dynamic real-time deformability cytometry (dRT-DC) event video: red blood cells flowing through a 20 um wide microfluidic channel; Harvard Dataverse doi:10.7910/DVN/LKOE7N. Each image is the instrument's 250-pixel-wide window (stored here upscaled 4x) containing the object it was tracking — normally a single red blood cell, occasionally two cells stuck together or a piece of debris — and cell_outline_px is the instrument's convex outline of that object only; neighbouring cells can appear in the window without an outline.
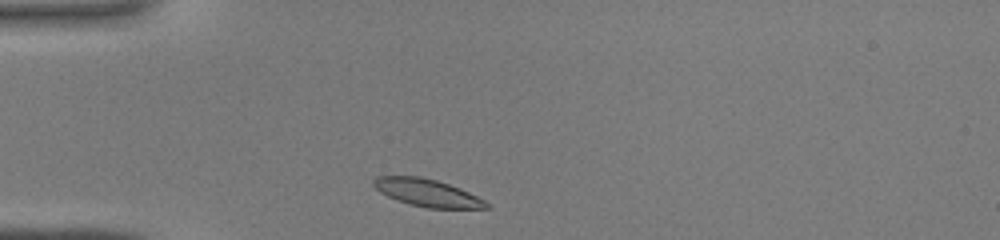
{"species": "common noctule bat (a hibernating species)", "species_latin": "Nyctalus noctula", "temperature_condition": "warm", "stored_images_in_passage": 26, "camera_frame_rate_fps": 3000, "um_per_image_px": 0.085, "animal": {"sex": "male", "body_mass_g": 19.0, "forearm_length_mm": 50.8}, "frame": {"image": 1, "passage_image": 1, "time_ms": 0.0, "image_size_px": [1000, 240], "cell_outline_px": [[488, 208], [428, 208], [396, 200], [380, 192], [372, 184], [372, 180], [376, 176], [420, 176], [436, 180], [448, 184], [468, 192], [484, 200], [488, 204]], "centroid_in_image_um": [36.26, 16.37], "position_along_channel_um": 48.7, "area_um2": 17.74}}
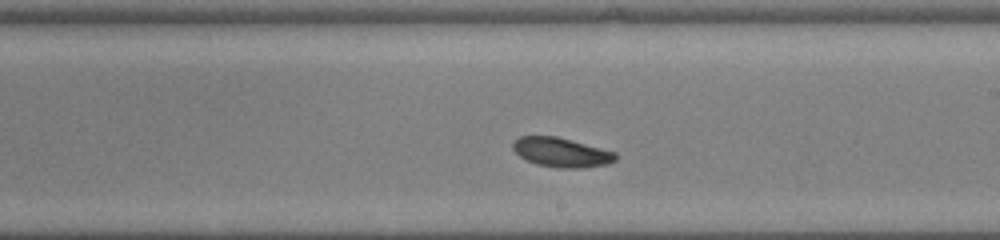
{"frame": {"image": 2, "passage_image": 15, "time_ms": 4.667, "image_size_px": [1000, 240], "cell_outline_px": [[616, 160], [608, 164], [584, 168], [560, 168], [536, 164], [520, 156], [512, 148], [512, 144], [520, 136], [556, 136], [616, 152]], "centroid_in_image_um": [47.73, 12.96], "position_along_channel_um": 241.3, "area_um2": 17.46}}
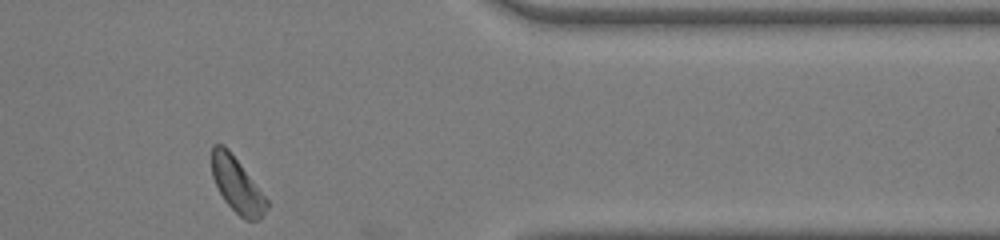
{"frame": {"image": 3, "passage_image": 26, "time_ms": 8.333, "image_size_px": [1000, 240], "cell_outline_px": [[268, 208], [256, 220], [244, 220], [224, 200], [212, 176], [212, 144], [220, 144], [228, 148], [268, 200]], "centroid_in_image_um": [20.14, 15.71], "position_along_channel_um": 391.3, "area_um2": 17.22}}